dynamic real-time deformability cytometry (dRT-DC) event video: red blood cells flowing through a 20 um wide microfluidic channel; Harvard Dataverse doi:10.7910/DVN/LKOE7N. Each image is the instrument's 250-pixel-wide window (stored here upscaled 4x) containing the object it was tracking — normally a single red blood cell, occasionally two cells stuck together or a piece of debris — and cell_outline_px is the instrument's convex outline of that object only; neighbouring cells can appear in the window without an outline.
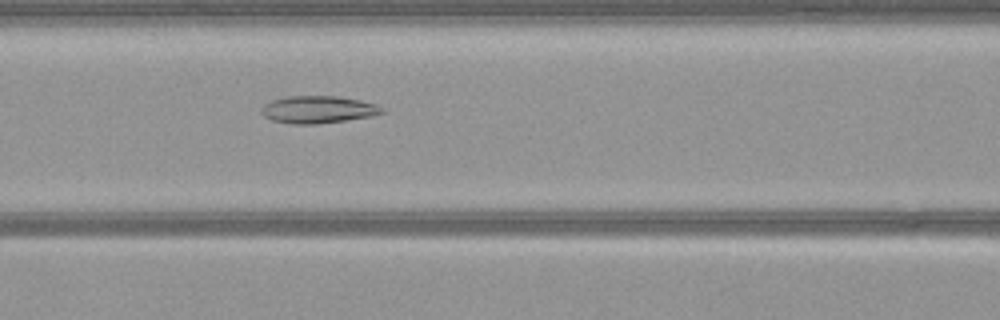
{"species": "common noctule bat (a hibernating species)", "species_latin": "Nyctalus noctula", "temperature_condition": "warm", "stored_images_in_passage": 48, "camera_frame_rate_fps": 3000, "um_per_image_px": 0.085, "animal": {"sex": "female", "body_mass_g": 21.9}, "frame": {"image": 1, "passage_image": 17, "time_ms": 5.333, "image_size_px": [1000, 320], "cell_outline_px": [[388, 112], [372, 116], [316, 124], [292, 124], [272, 120], [264, 116], [260, 112], [260, 108], [264, 104], [272, 100], [288, 96], [336, 96], [360, 100], [376, 104], [384, 108]], "centroid_in_image_um": [27.05, 9.31], "position_along_channel_um": 139.6, "area_um2": 19.31}}
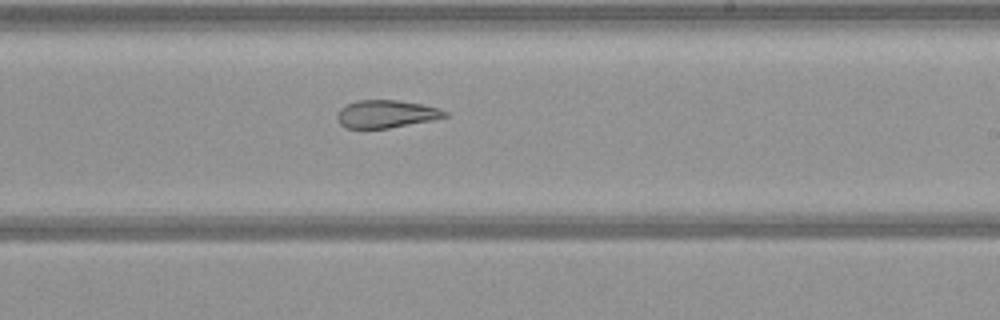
{"frame": {"image": 2, "passage_image": 26, "time_ms": 8.333, "image_size_px": [1000, 320], "cell_outline_px": [[448, 116], [432, 120], [388, 128], [344, 128], [340, 124], [336, 116], [340, 108], [356, 100], [396, 100], [420, 104], [440, 108], [448, 112]], "centroid_in_image_um": [32.81, 9.69], "position_along_channel_um": 256.2, "area_um2": 17.34}}
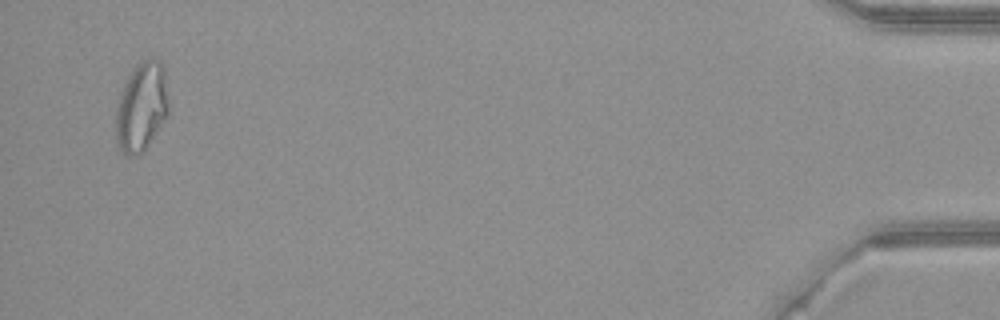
{"frame": {"image": 3, "passage_image": 46, "time_ms": 15.0, "image_size_px": [1000, 320], "cell_outline_px": [[168, 116], [144, 152], [136, 156], [124, 156], [116, 144], [116, 108], [124, 84], [132, 68], [140, 60], [152, 56], [160, 60], [164, 68], [168, 104]], "centroid_in_image_um": [12.03, 9.09], "position_along_channel_um": 423.2, "area_um2": 27.98}}